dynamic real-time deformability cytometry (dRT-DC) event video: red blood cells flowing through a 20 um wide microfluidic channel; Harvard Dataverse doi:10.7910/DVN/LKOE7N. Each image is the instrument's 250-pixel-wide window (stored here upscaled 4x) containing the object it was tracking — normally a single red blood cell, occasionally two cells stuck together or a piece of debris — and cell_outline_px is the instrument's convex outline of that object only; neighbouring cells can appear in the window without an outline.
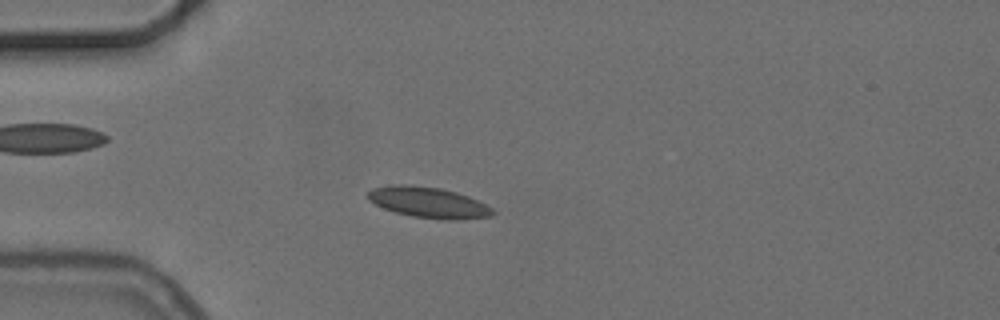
{"species": "common noctule bat (a hibernating species)", "species_latin": "Nyctalus noctula", "temperature_condition": "cold", "stored_images_in_passage": 7, "camera_frame_rate_fps": 3000, "um_per_image_px": 0.085, "animal": {"sex": "female", "body_mass_g": 24.6, "forearm_length_mm": 56.2}, "frame": {"image": 1, "passage_image": 3, "time_ms": 2.667, "image_size_px": [1000, 320], "cell_outline_px": [[496, 212], [492, 216], [460, 220], [444, 220], [412, 216], [396, 212], [384, 208], [368, 200], [368, 192], [372, 188], [392, 184], [408, 184], [440, 188], [456, 192], [468, 196], [488, 204]], "centroid_in_image_um": [36.46, 17.21], "position_along_channel_um": 48.5, "area_um2": 22.6}}
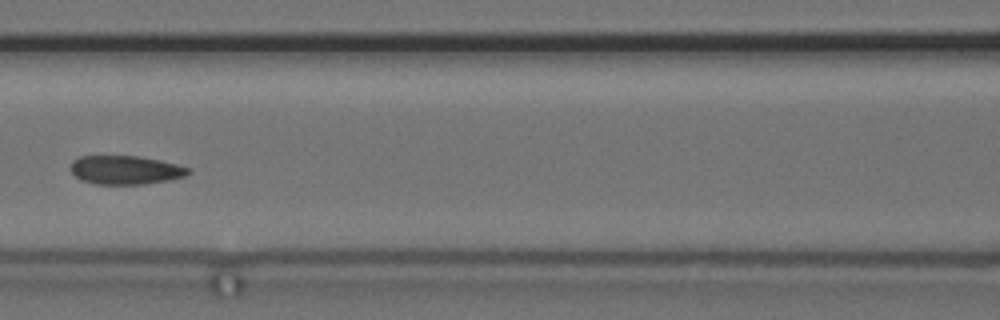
{"frame": {"image": 2, "passage_image": 6, "time_ms": 6.0, "image_size_px": [1000, 320], "cell_outline_px": [[192, 172], [184, 176], [168, 180], [144, 184], [96, 184], [80, 180], [72, 172], [72, 160], [80, 156], [140, 156], [160, 160], [192, 168]], "centroid_in_image_um": [10.69, 14.44], "position_along_channel_um": 155.9, "area_um2": 19.71}}
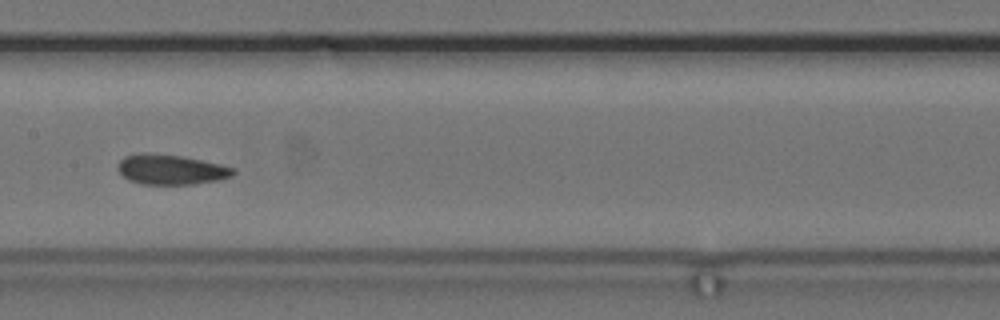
{"frame": {"image": 3, "passage_image": 7, "time_ms": 7.0, "image_size_px": [1000, 320], "cell_outline_px": [[236, 172], [232, 176], [220, 180], [196, 184], [140, 184], [128, 180], [120, 172], [120, 160], [124, 156], [140, 152], [144, 152], [180, 156], [220, 164], [236, 168]], "centroid_in_image_um": [14.57, 14.41], "position_along_channel_um": 192.8, "area_um2": 20.17}}